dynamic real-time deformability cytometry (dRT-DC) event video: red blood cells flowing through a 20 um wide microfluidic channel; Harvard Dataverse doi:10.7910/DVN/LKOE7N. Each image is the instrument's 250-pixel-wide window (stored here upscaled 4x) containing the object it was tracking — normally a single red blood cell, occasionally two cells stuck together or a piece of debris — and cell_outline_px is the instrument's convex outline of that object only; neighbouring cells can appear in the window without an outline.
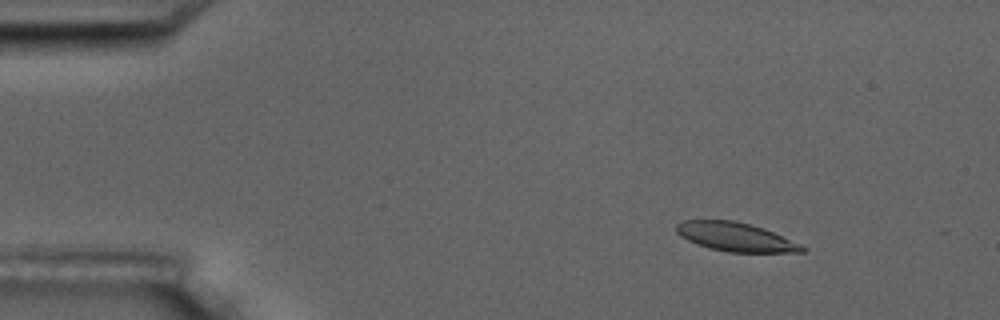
{"species": "common noctule bat (a hibernating species)", "species_latin": "Nyctalus noctula", "temperature_condition": "room temperature", "stored_images_in_passage": 5, "camera_frame_rate_fps": 3000, "um_per_image_px": 0.085, "animal": {"sex": "male", "body_mass_g": 17.5, "forearm_length_mm": 52.3}, "frame": {"image": 1, "passage_image": 1, "time_ms": 0.0, "image_size_px": [1000, 320], "cell_outline_px": [[808, 248], [804, 252], [728, 252], [696, 244], [680, 236], [676, 232], [676, 224], [680, 220], [736, 220], [764, 228], [800, 244]], "centroid_in_image_um": [62.5, 20.13], "position_along_channel_um": 22.5, "area_um2": 21.1}}
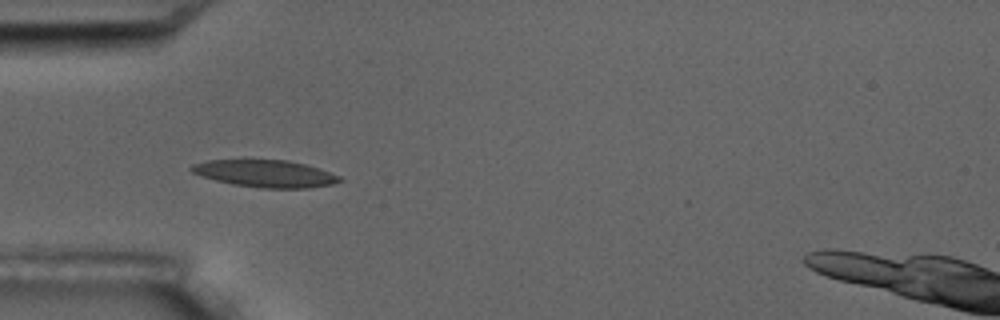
{"frame": {"image": 2, "passage_image": 4, "time_ms": 3.333, "image_size_px": [1000, 320], "cell_outline_px": [[344, 180], [332, 184], [308, 188], [260, 188], [232, 184], [200, 176], [192, 172], [188, 168], [192, 164], [208, 160], [288, 160], [320, 168], [340, 176]], "centroid_in_image_um": [22.55, 14.75], "position_along_channel_um": 62.5, "area_um2": 23.52}}